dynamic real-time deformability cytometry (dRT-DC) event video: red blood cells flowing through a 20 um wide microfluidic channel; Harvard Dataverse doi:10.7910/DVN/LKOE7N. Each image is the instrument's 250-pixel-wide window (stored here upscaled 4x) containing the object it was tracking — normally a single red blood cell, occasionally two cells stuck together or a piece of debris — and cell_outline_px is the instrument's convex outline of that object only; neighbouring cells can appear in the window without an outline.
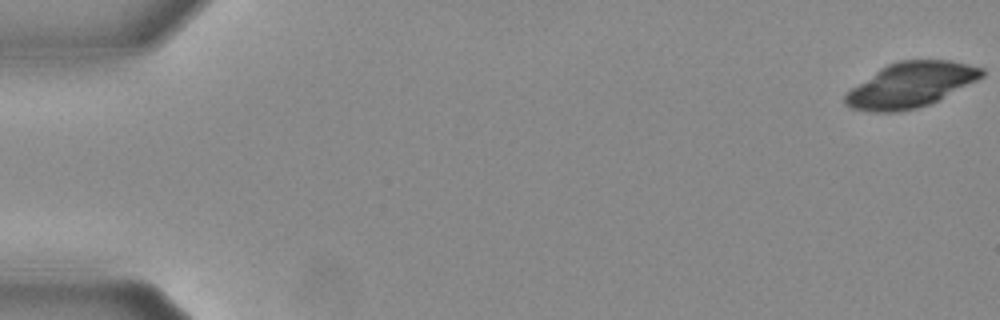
{"species": "Egyptian fruit bat (a non-hibernating species)", "species_latin": "Rousettus aegyptiacus", "temperature_condition": "warm", "stored_images_in_passage": 32, "segment_of_instrument_passage": [1, 2], "camera_frame_rate_fps": 3000, "um_per_image_px": 0.085, "animal": {"sex": "female"}, "frame": {"image": 1, "passage_image": 1, "time_ms": 0.0, "image_size_px": [1000, 320], "cell_outline_px": [[984, 76], [928, 104], [916, 108], [896, 112], [872, 112], [852, 108], [844, 104], [844, 96], [852, 88], [880, 68], [888, 64], [900, 60], [952, 60], [984, 68]], "centroid_in_image_um": [77.39, 7.2], "position_along_channel_um": 7.6, "area_um2": 35.32}}